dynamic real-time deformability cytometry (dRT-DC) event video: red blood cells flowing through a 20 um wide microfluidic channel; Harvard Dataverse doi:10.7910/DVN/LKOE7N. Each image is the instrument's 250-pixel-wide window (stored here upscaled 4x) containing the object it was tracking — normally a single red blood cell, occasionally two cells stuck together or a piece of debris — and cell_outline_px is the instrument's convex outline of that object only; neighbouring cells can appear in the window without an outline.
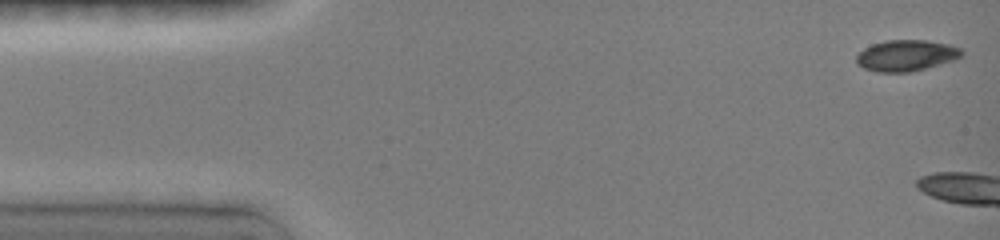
{"species": "common noctule bat (a hibernating species)", "species_latin": "Nyctalus noctula", "temperature_condition": "room temperature", "stored_images_in_passage": 4, "camera_frame_rate_fps": 3000, "um_per_image_px": 0.085, "animal": {"sex": "female", "body_mass_g": 19.0, "forearm_length_mm": 51.5}, "frame": {"image": 1, "passage_image": 1, "time_ms": 0.0, "image_size_px": [1000, 240], "cell_outline_px": [[964, 56], [940, 64], [912, 72], [876, 72], [864, 68], [856, 64], [856, 56], [864, 48], [872, 44], [884, 40], [924, 40], [948, 44], [960, 48], [964, 52]], "centroid_in_image_um": [77.02, 4.72], "position_along_channel_um": 8.0, "area_um2": 19.19}}